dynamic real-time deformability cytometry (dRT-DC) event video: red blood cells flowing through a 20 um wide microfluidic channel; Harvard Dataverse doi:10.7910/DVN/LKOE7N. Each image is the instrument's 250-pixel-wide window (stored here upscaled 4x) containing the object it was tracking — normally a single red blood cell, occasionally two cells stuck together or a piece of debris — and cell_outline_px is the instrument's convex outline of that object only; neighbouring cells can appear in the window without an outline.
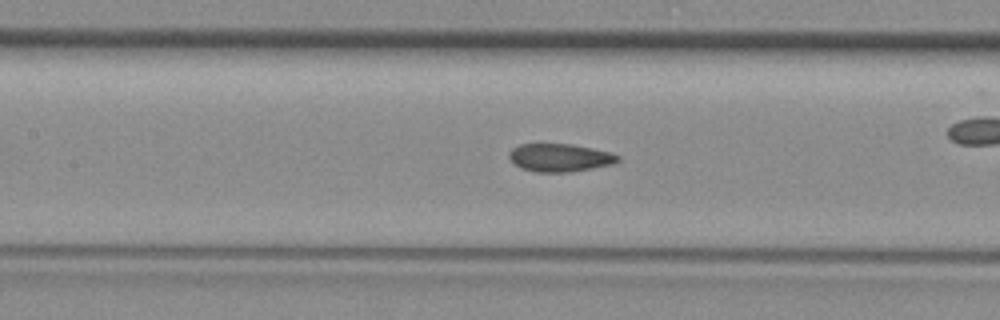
{"species": "common noctule bat (a hibernating species)", "species_latin": "Nyctalus noctula", "temperature_condition": "room temperature", "stored_images_in_passage": 28, "camera_frame_rate_fps": 3000, "um_per_image_px": 0.085, "animal": {"sex": "female", "body_mass_g": 29.2, "forearm_length_mm": 56.3}, "frame": {"image": 1, "passage_image": 12, "time_ms": 3.667, "image_size_px": [1000, 320], "cell_outline_px": [[620, 160], [616, 164], [572, 172], [536, 172], [520, 168], [508, 156], [508, 152], [512, 148], [520, 144], [540, 140], [572, 144], [592, 148], [608, 152], [620, 156]], "centroid_in_image_um": [47.55, 13.36], "position_along_channel_um": 159.8, "area_um2": 18.61}}
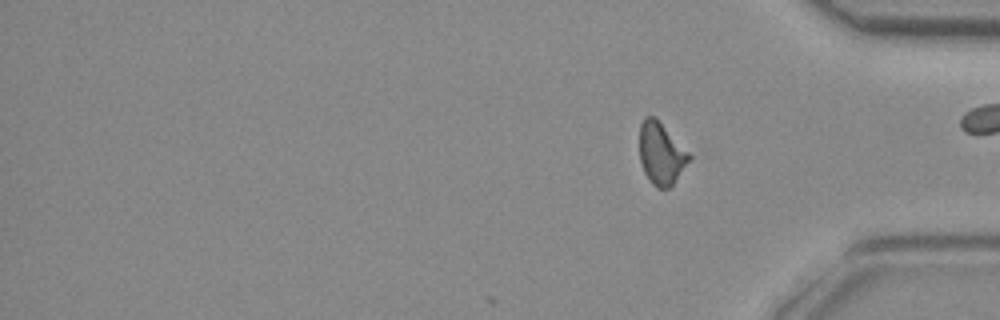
{"frame": {"image": 2, "passage_image": 28, "time_ms": 9.0, "image_size_px": [1000, 320], "cell_outline_px": [[692, 156], [672, 184], [668, 188], [656, 188], [648, 180], [644, 172], [640, 160], [640, 124], [644, 116], [656, 116]], "centroid_in_image_um": [56.17, 13.02], "position_along_channel_um": 379.0, "area_um2": 17.86}}